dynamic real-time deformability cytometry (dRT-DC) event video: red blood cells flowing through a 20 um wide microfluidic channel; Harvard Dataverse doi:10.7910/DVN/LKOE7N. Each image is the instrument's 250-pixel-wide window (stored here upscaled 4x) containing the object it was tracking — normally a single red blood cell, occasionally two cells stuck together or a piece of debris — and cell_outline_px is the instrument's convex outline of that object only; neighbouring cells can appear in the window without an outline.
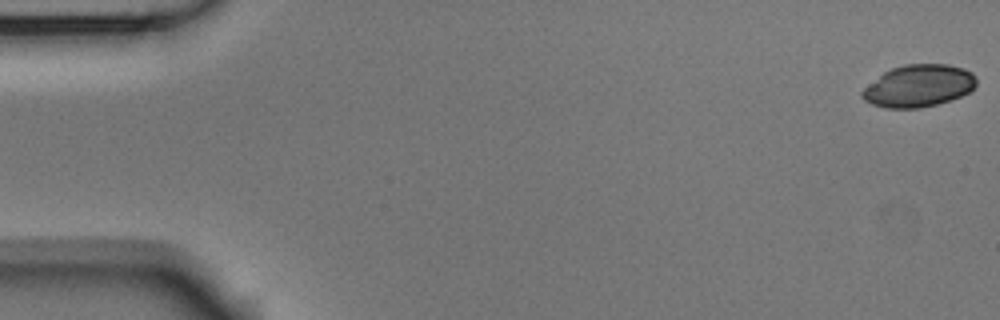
{"species": "Egyptian fruit bat (a non-hibernating species)", "species_latin": "Rousettus aegyptiacus", "temperature_condition": "room temperature", "stored_images_in_passage": 5, "camera_frame_rate_fps": 3000, "um_per_image_px": 0.085, "animal": {"sex": "male"}, "frame": {"image": 1, "passage_image": 1, "time_ms": 0.0, "image_size_px": [1000, 320], "cell_outline_px": [[976, 84], [968, 92], [960, 96], [936, 104], [920, 108], [884, 108], [872, 104], [864, 100], [860, 96], [860, 92], [864, 88], [884, 72], [892, 68], [904, 64], [948, 64], [964, 68], [972, 72], [976, 76]], "centroid_in_image_um": [78.07, 7.29], "position_along_channel_um": 6.9, "area_um2": 28.03}}
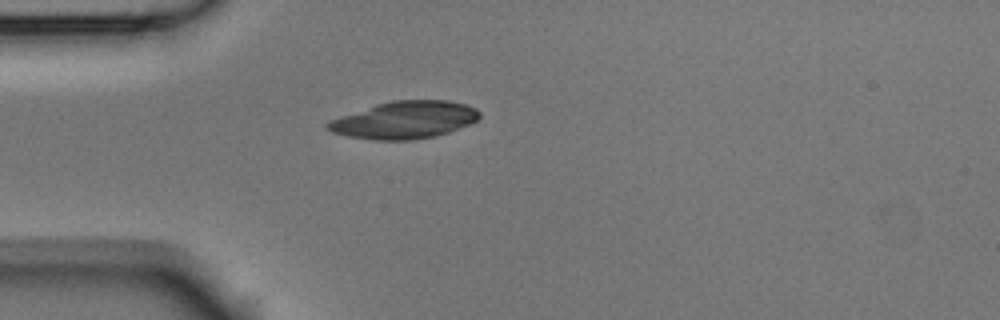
{"frame": {"image": 2, "passage_image": 5, "time_ms": 1.333, "image_size_px": [1000, 320], "cell_outline_px": [[480, 116], [476, 120], [468, 124], [448, 132], [436, 136], [412, 140], [376, 140], [348, 136], [332, 132], [324, 128], [324, 124], [328, 120], [376, 104], [392, 100], [448, 100], [464, 104], [476, 108], [480, 112]], "centroid_in_image_um": [34.34, 10.19], "position_along_channel_um": 50.7, "area_um2": 33.06}}